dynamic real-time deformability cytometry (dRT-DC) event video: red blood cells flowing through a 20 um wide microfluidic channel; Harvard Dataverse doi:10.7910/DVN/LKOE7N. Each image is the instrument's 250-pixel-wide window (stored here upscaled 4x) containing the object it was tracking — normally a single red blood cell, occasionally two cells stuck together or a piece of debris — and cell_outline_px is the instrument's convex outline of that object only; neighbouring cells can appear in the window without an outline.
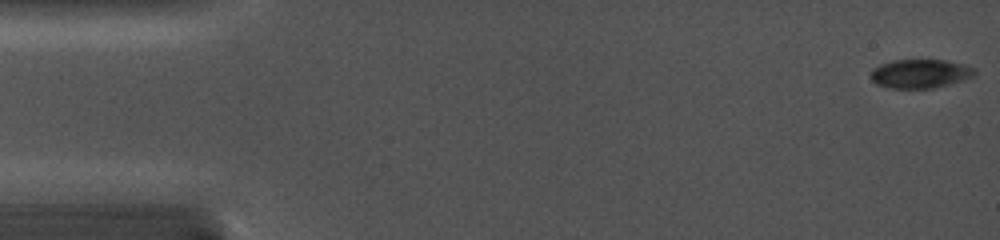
{"species": "common noctule bat (a hibernating species)", "species_latin": "Nyctalus noctula", "temperature_condition": "cold", "stored_images_in_passage": 36, "camera_frame_rate_fps": 5000, "um_per_image_px": 0.085, "animal": {"sex": "female", "body_mass_g": 19.0, "forearm_length_mm": 56.7}, "frame": {"image": 1, "passage_image": 1, "time_ms": 0.0, "image_size_px": [1000, 240], "cell_outline_px": [[976, 72], [972, 76], [964, 80], [932, 88], [888, 88], [876, 84], [872, 80], [872, 68], [880, 64], [892, 60], [948, 60], [964, 64], [976, 68]], "centroid_in_image_um": [78.22, 6.25], "position_along_channel_um": 6.8, "area_um2": 17.51}}
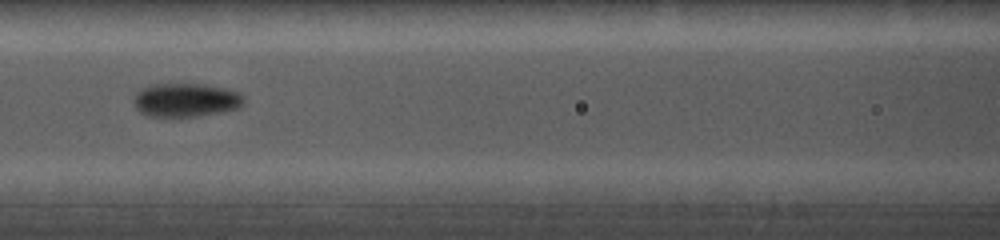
{"frame": {"image": 2, "passage_image": 16, "time_ms": 7.0, "image_size_px": [1000, 240], "cell_outline_px": [[244, 104], [240, 108], [224, 112], [196, 116], [148, 116], [140, 112], [136, 108], [136, 92], [140, 88], [148, 84], [204, 84], [224, 88], [236, 92], [244, 96]], "centroid_in_image_um": [15.82, 8.5], "position_along_channel_um": 150.8, "area_um2": 21.62}}
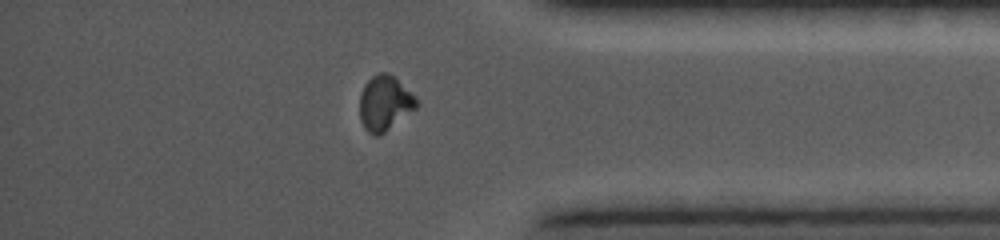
{"frame": {"image": 3, "passage_image": 31, "time_ms": 13.4, "image_size_px": [1000, 240], "cell_outline_px": [[420, 104], [416, 108], [384, 132], [376, 136], [368, 132], [364, 128], [360, 120], [360, 96], [364, 84], [372, 76], [380, 72], [388, 72], [412, 92], [420, 100]], "centroid_in_image_um": [32.72, 8.75], "position_along_channel_um": 402.5, "area_um2": 18.21}}